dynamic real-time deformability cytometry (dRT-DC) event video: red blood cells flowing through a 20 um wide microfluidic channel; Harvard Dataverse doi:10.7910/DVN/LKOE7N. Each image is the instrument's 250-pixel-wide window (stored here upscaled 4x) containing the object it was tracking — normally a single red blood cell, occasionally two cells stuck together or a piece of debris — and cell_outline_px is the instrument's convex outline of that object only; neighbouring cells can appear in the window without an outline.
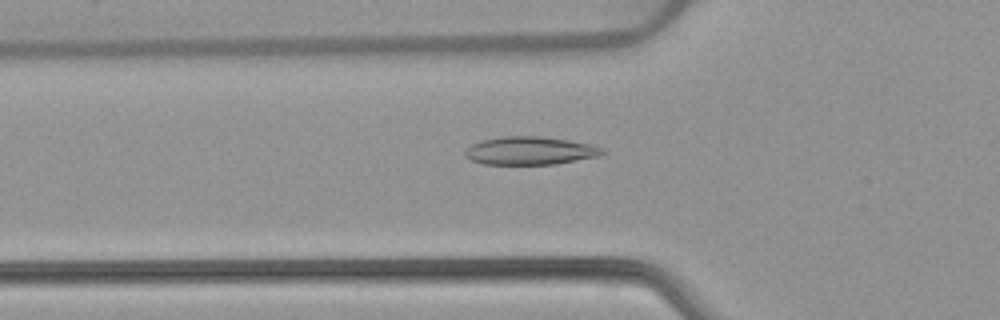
{"species": "common noctule bat (a hibernating species)", "species_latin": "Nyctalus noctula", "temperature_condition": "warm", "stored_images_in_passage": 52, "camera_frame_rate_fps": 3000, "um_per_image_px": 0.085, "animal": {"sex": "female", "body_mass_g": 22.7, "forearm_length_mm": 54.2}, "frame": {"image": 1, "passage_image": 18, "time_ms": 5.667, "image_size_px": [1000, 320], "cell_outline_px": [[608, 152], [600, 156], [556, 164], [484, 164], [472, 160], [464, 156], [464, 148], [480, 140], [500, 136], [540, 136], [568, 140], [592, 144], [604, 148]], "centroid_in_image_um": [45.07, 12.8], "position_along_channel_um": 80.7, "area_um2": 22.83}}
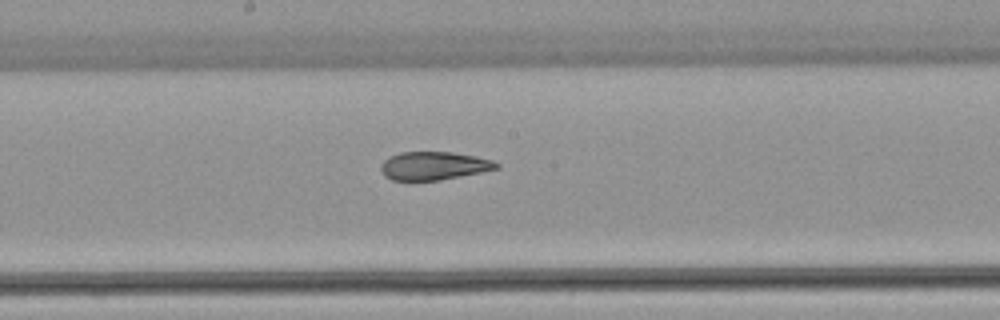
{"frame": {"image": 2, "passage_image": 28, "time_ms": 9.0, "image_size_px": [1000, 320], "cell_outline_px": [[500, 168], [440, 180], [392, 180], [384, 176], [380, 168], [380, 164], [388, 156], [400, 152], [452, 152], [476, 156], [492, 160], [500, 164]], "centroid_in_image_um": [36.85, 14.08], "position_along_channel_um": 211.3, "area_um2": 19.07}}
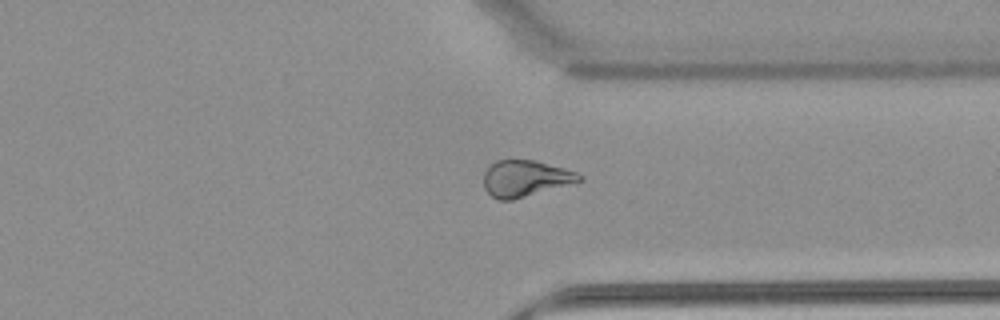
{"frame": {"image": 3, "passage_image": 40, "time_ms": 13.0, "image_size_px": [1000, 320], "cell_outline_px": [[584, 180], [512, 200], [496, 200], [484, 188], [484, 172], [496, 160], [536, 160], [564, 168], [576, 172], [584, 176]], "centroid_in_image_um": [44.66, 15.17], "position_along_channel_um": 366.7, "area_um2": 20.17}, "authors_computed_cell_mechanics": {"area_um2": 21.9351, "velocity_mm_per_s": 3.8967, "shape_relaxation_time_tau1_ms": null, "shape_relaxation_time_tau2_ms": 1.5367, "deformation_change_tau1": null, "deformation_change_tau2": 0.0593}}